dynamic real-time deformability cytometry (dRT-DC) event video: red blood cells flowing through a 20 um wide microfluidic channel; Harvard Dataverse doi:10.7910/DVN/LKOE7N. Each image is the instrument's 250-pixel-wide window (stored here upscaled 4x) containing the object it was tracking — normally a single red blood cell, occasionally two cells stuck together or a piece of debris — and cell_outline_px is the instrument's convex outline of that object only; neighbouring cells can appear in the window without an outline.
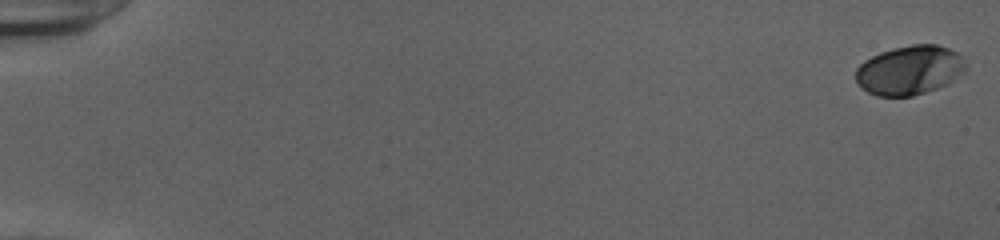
{"species": "human", "species_latin": "Homo sapiens", "temperature_condition": "cold", "stored_images_in_passage": 54, "camera_frame_rate_fps": 3000, "um_per_image_px": 0.085, "donor": {"sex": "female"}, "frame": {"image": 1, "passage_image": 1, "time_ms": 0.0, "image_size_px": [1000, 240], "cell_outline_px": [[968, 68], [956, 80], [948, 84], [912, 96], [876, 96], [868, 92], [856, 80], [856, 68], [864, 60], [880, 52], [892, 48], [912, 44], [936, 44], [948, 48], [964, 56]], "centroid_in_image_um": [77.37, 5.95], "position_along_channel_um": 7.6, "area_um2": 31.85}}
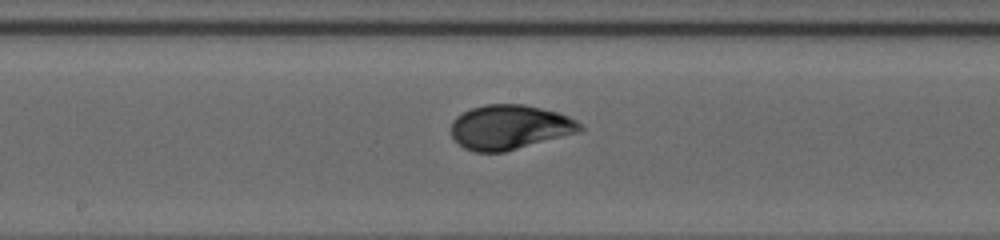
{"frame": {"image": 2, "passage_image": 31, "time_ms": 10.0, "image_size_px": [1000, 240], "cell_outline_px": [[584, 128], [580, 132], [504, 152], [472, 152], [464, 148], [452, 136], [452, 120], [456, 116], [472, 108], [484, 104], [524, 104], [560, 112], [576, 120]], "centroid_in_image_um": [43.34, 10.8], "position_along_channel_um": 204.9, "area_um2": 33.58}}
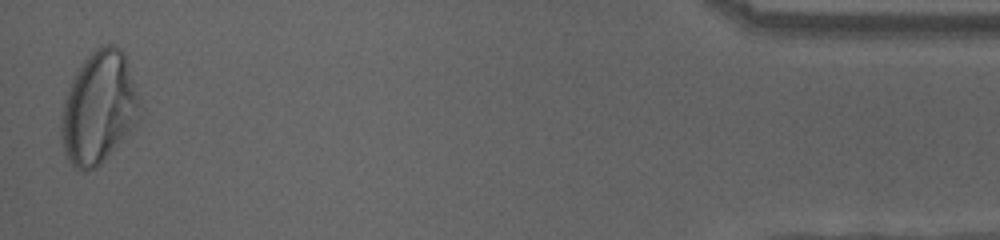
{"frame": {"image": 3, "passage_image": 54, "time_ms": 17.667, "image_size_px": [1000, 240], "cell_outline_px": [[144, 108], [136, 124], [104, 160], [96, 168], [84, 172], [76, 168], [68, 160], [64, 152], [60, 136], [60, 120], [64, 100], [72, 76], [76, 68], [100, 44], [112, 44], [120, 48], [124, 52]], "centroid_in_image_um": [8.4, 9.14], "position_along_channel_um": 426.8, "area_um2": 52.19}, "authors_computed_cell_mechanics": {"area_um2": 32.657, "velocity_mm_per_s": 3.8831, "shape_relaxation_time_tau1_ms": 3.4284, "shape_relaxation_time_tau2_ms": null, "deformation_change_tau1": 0.1602, "deformation_change_tau2": null}}